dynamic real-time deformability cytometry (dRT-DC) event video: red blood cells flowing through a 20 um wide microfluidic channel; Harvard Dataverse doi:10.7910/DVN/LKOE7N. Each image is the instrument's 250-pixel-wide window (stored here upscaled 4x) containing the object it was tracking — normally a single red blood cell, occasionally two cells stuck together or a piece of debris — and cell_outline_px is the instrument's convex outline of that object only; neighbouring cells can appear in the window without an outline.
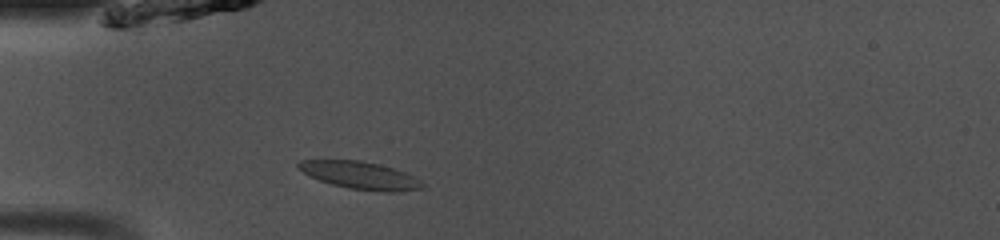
{"species": "common noctule bat (a hibernating species)", "species_latin": "Nyctalus noctula", "temperature_condition": "room temperature", "stored_images_in_passage": 10, "camera_frame_rate_fps": 3000, "um_per_image_px": 0.085, "animal": {"sex": "male", "body_mass_g": 13.0, "forearm_length_mm": 53.1}, "frame": {"image": 1, "passage_image": 7, "time_ms": 2.0, "image_size_px": [1000, 240], "cell_outline_px": [[424, 188], [396, 192], [380, 192], [348, 188], [332, 184], [320, 180], [296, 168], [296, 164], [300, 160], [360, 160], [392, 168], [404, 172], [420, 180], [424, 184]], "centroid_in_image_um": [30.61, 14.91], "position_along_channel_um": 54.4, "area_um2": 19.71}}
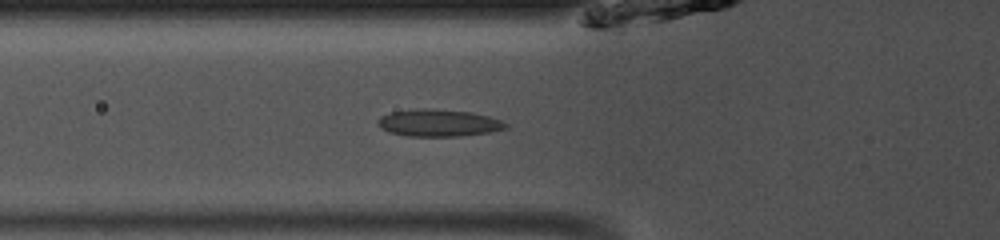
{"frame": {"image": 2, "passage_image": 10, "time_ms": 3.0, "image_size_px": [1000, 240], "cell_outline_px": [[508, 128], [488, 132], [460, 136], [408, 136], [388, 132], [380, 128], [376, 124], [380, 116], [392, 112], [424, 108], [428, 108], [472, 112], [488, 116], [500, 120], [508, 124]], "centroid_in_image_um": [37.26, 10.45], "position_along_channel_um": 88.5, "area_um2": 20.17}}